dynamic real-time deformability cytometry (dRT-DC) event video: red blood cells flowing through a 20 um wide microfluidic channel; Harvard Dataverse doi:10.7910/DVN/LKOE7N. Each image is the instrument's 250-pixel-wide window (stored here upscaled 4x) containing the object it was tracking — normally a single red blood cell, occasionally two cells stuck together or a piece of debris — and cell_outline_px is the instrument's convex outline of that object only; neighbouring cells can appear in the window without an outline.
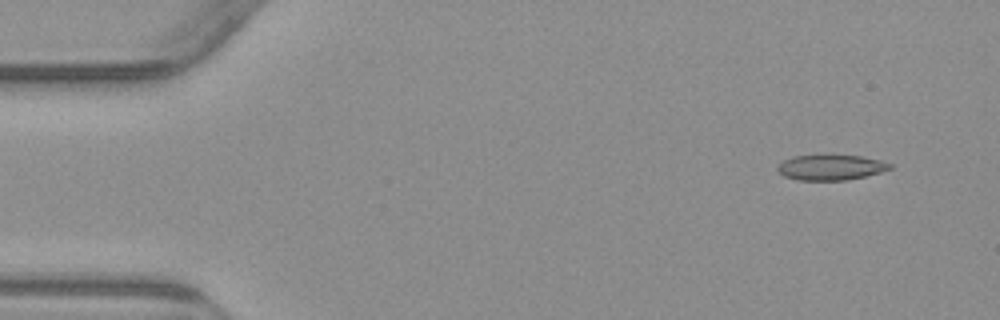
{"species": "common noctule bat (a hibernating species)", "species_latin": "Nyctalus noctula", "temperature_condition": "warm", "stored_images_in_passage": 4, "camera_frame_rate_fps": 3000, "um_per_image_px": 0.085, "animal": {"sex": "male", "body_mass_g": 23.1, "forearm_length_mm": 52.7}, "frame": {"image": 1, "passage_image": 1, "time_ms": 0.0, "image_size_px": [1000, 320], "cell_outline_px": [[892, 168], [880, 172], [848, 180], [796, 180], [784, 176], [776, 168], [784, 160], [792, 156], [860, 156], [880, 160], [892, 164]], "centroid_in_image_um": [70.61, 14.24], "position_along_channel_um": 14.4, "area_um2": 16.3}}
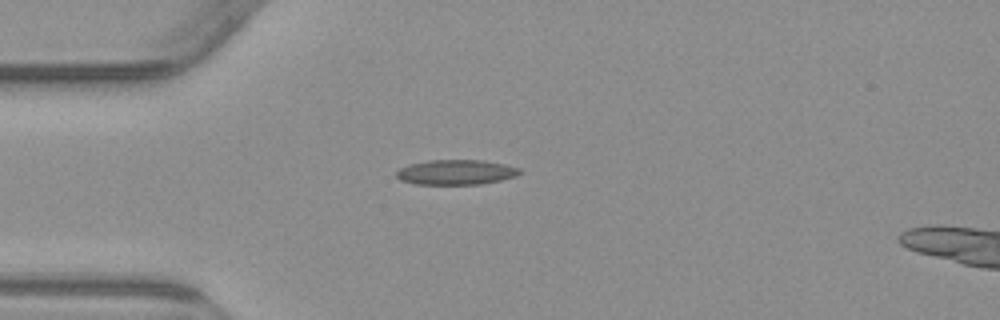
{"frame": {"image": 2, "passage_image": 4, "time_ms": 3.333, "image_size_px": [1000, 320], "cell_outline_px": [[524, 172], [516, 176], [500, 180], [480, 184], [416, 184], [400, 180], [396, 176], [396, 172], [400, 168], [412, 164], [428, 160], [484, 160], [504, 164], [520, 168]], "centroid_in_image_um": [38.8, 14.63], "position_along_channel_um": 46.2, "area_um2": 17.92}}